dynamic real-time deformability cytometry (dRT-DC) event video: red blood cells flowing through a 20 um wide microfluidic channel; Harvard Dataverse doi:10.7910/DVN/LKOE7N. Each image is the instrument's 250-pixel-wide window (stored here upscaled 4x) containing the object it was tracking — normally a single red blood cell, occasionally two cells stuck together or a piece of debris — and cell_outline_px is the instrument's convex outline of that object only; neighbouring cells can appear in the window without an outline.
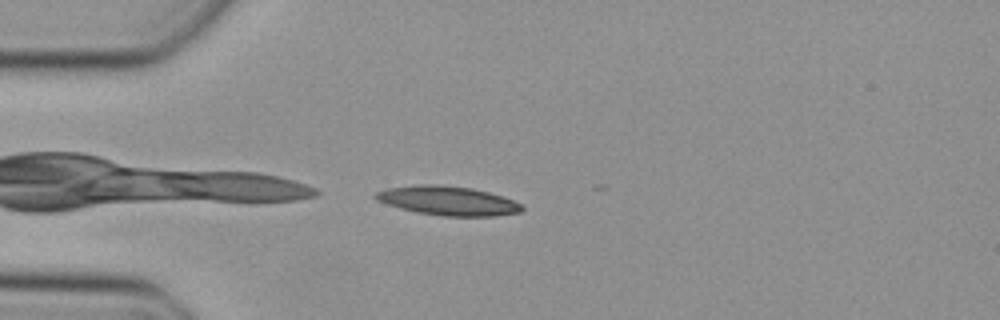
{"species": "Egyptian fruit bat (a non-hibernating species)", "species_latin": "Rousettus aegyptiacus", "temperature_condition": "cold", "stored_images_in_passage": 5, "camera_frame_rate_fps": 3000, "um_per_image_px": 0.085, "animal": {"sex": "female"}, "frame": {"image": 1, "passage_image": 5, "time_ms": 1.333, "image_size_px": [1000, 320], "cell_outline_px": [[524, 208], [520, 212], [496, 216], [444, 216], [416, 212], [400, 208], [376, 200], [372, 196], [376, 192], [388, 188], [420, 184], [436, 184], [472, 188], [488, 192], [512, 200], [520, 204]], "centroid_in_image_um": [38.04, 17.06], "position_along_channel_um": 47.0, "area_um2": 24.68}}